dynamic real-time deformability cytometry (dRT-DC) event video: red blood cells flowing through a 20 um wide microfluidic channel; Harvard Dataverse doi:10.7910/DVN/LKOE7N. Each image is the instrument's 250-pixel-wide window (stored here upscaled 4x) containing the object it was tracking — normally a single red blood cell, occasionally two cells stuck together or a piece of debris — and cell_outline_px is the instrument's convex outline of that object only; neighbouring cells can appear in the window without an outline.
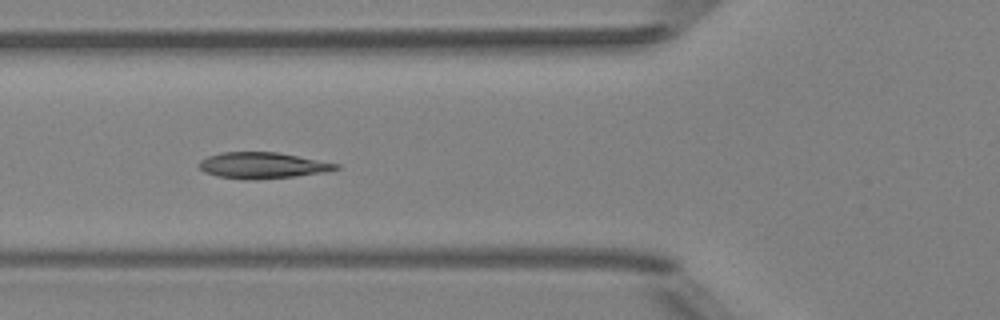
{"species": "Egyptian fruit bat (a non-hibernating species)", "species_latin": "Rousettus aegyptiacus", "temperature_condition": "room temperature", "stored_images_in_passage": 7, "camera_frame_rate_fps": 3000, "um_per_image_px": 0.085, "animal": {"sex": "female"}, "frame": {"image": 1, "passage_image": 5, "time_ms": 1.333, "image_size_px": [1000, 320], "cell_outline_px": [[340, 168], [328, 172], [296, 176], [252, 180], [244, 180], [216, 176], [204, 172], [196, 164], [200, 160], [208, 156], [220, 152], [280, 152], [340, 164]], "centroid_in_image_um": [22.31, 14.06], "position_along_channel_um": 103.5, "area_um2": 21.21}}
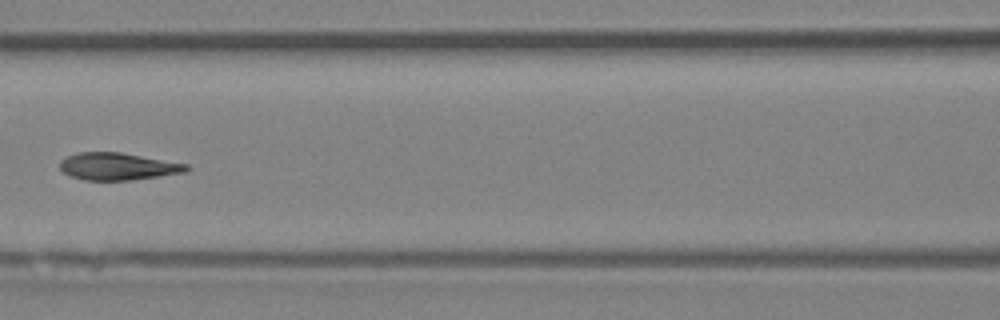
{"frame": {"image": 2, "passage_image": 6, "time_ms": 1.667, "image_size_px": [1000, 320], "cell_outline_px": [[192, 168], [188, 172], [132, 180], [84, 180], [72, 176], [64, 172], [60, 168], [60, 160], [76, 152], [120, 152], [188, 164]], "centroid_in_image_um": [10.06, 14.14], "position_along_channel_um": 156.5, "area_um2": 20.17}}
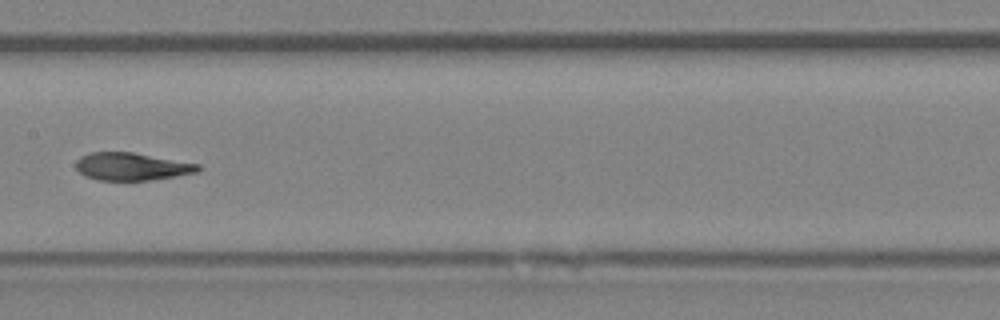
{"frame": {"image": 3, "passage_image": 7, "time_ms": 2.0, "image_size_px": [1000, 320], "cell_outline_px": [[200, 168], [196, 172], [176, 176], [148, 180], [96, 180], [84, 176], [76, 168], [76, 160], [80, 156], [88, 152], [132, 152], [200, 164]], "centroid_in_image_um": [11.15, 14.15], "position_along_channel_um": 196.3, "area_um2": 19.65}}